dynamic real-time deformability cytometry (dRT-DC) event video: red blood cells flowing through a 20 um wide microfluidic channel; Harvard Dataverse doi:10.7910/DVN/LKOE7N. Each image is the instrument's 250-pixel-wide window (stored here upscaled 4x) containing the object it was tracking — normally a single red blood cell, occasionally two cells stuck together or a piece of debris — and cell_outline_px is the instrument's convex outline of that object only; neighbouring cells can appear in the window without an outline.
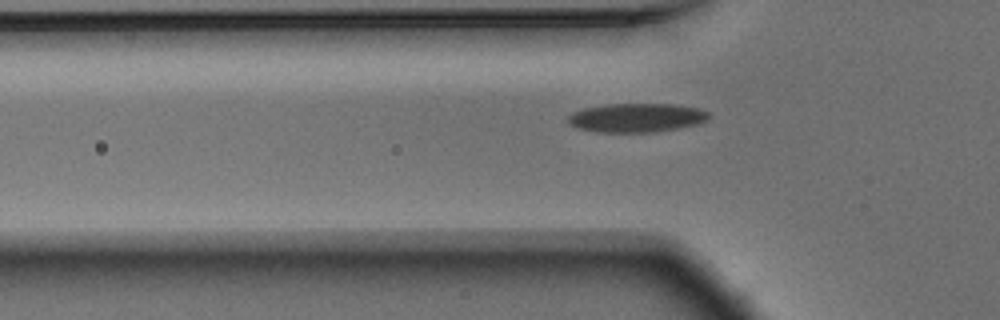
{"species": "Egyptian fruit bat (a non-hibernating species)", "species_latin": "Rousettus aegyptiacus", "temperature_condition": "warm", "stored_images_in_passage": 40, "camera_frame_rate_fps": 3000, "um_per_image_px": 0.085, "animal": {"sex": "male"}, "frame": {"image": 1, "passage_image": 4, "time_ms": 1.0, "image_size_px": [1000, 320], "cell_outline_px": [[708, 120], [700, 124], [656, 132], [596, 132], [576, 128], [568, 120], [568, 116], [572, 112], [584, 108], [604, 104], [676, 104], [700, 108], [708, 112]], "centroid_in_image_um": [54.13, 10.0], "position_along_channel_um": 71.7, "area_um2": 23.93}}
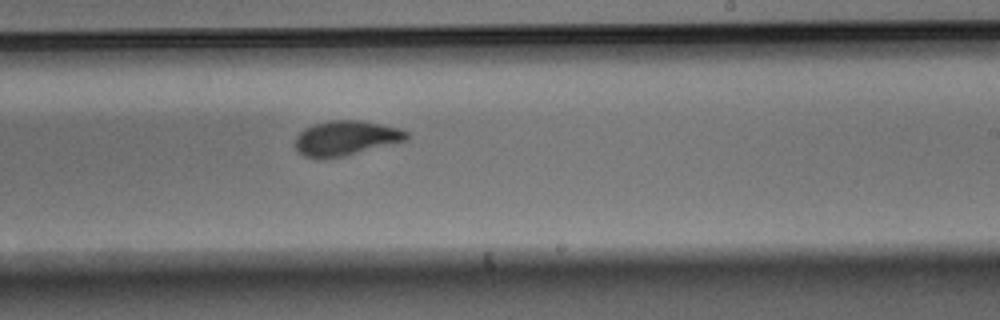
{"frame": {"image": 2, "passage_image": 19, "time_ms": 6.0, "image_size_px": [1000, 320], "cell_outline_px": [[408, 140], [344, 156], [320, 160], [304, 156], [296, 152], [296, 136], [304, 128], [312, 124], [328, 120], [360, 120], [400, 128], [408, 132]], "centroid_in_image_um": [29.36, 11.75], "position_along_channel_um": 259.6, "area_um2": 22.89}}
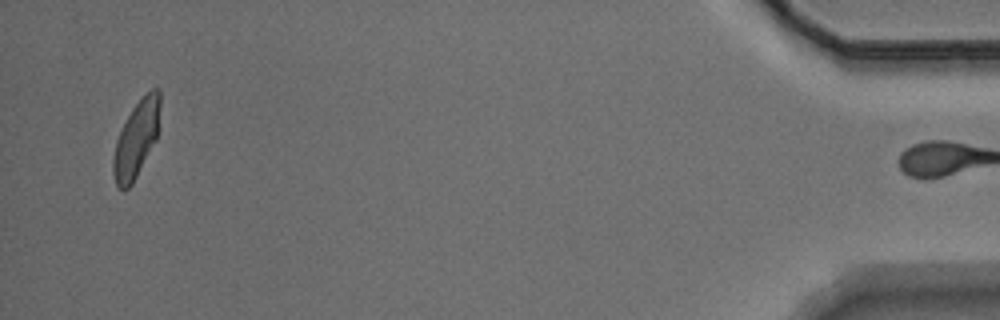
{"frame": {"image": 3, "passage_image": 39, "time_ms": 12.667, "image_size_px": [1000, 320], "cell_outline_px": [[160, 104], [156, 140], [132, 184], [124, 192], [116, 184], [112, 172], [112, 160], [116, 140], [132, 108], [152, 88], [160, 88]], "centroid_in_image_um": [11.57, 11.85], "position_along_channel_um": 423.6, "area_um2": 20.58}, "authors_computed_cell_mechanics": {"area_um2": 22.5998, "velocity_mm_per_s": 3.7367, "shape_relaxation_time_tau1_ms": 3.916, "shape_relaxation_time_tau2_ms": 1.6465, "deformation_change_tau1": 0.1518, "deformation_change_tau2": 0.0694}}